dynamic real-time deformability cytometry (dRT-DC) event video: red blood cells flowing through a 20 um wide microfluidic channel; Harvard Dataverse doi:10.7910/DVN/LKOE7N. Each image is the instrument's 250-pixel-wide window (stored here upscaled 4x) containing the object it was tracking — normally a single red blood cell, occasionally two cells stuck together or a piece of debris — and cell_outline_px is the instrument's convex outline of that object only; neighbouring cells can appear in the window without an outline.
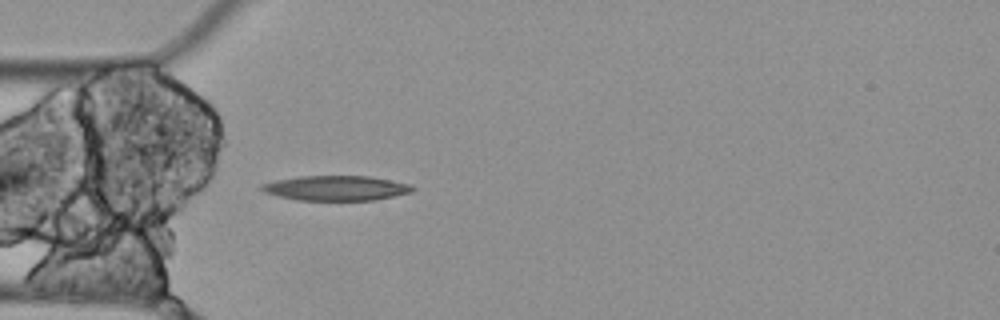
{"species": "Egyptian fruit bat (a non-hibernating species)", "species_latin": "Rousettus aegyptiacus", "temperature_condition": "cold", "stored_images_in_passage": 4, "camera_frame_rate_fps": 3000, "um_per_image_px": 0.085, "animal": {"sex": "female"}, "frame": {"image": 1, "passage_image": 4, "time_ms": 1.0, "image_size_px": [1000, 320], "cell_outline_px": [[416, 188], [412, 192], [372, 200], [296, 200], [264, 192], [260, 188], [260, 184], [276, 180], [296, 176], [368, 176], [412, 184]], "centroid_in_image_um": [28.56, 15.98], "position_along_channel_um": 56.4, "area_um2": 21.85}}